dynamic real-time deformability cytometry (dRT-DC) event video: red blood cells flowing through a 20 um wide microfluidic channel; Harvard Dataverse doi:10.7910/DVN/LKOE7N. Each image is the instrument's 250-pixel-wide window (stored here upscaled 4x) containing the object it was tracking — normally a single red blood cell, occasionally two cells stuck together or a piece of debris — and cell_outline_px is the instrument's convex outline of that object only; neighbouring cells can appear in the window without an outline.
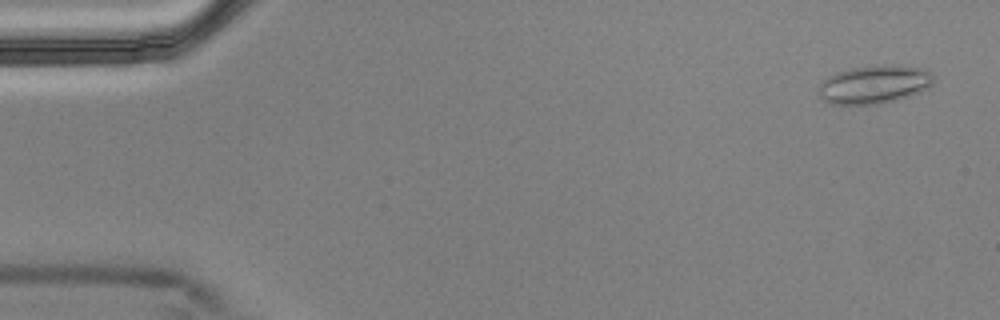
{"species": "Egyptian fruit bat (a non-hibernating species)", "species_latin": "Rousettus aegyptiacus", "temperature_condition": "cold", "stored_images_in_passage": 15, "camera_frame_rate_fps": 3000, "um_per_image_px": 0.085, "animal": {"sex": "male"}, "frame": {"image": 1, "passage_image": 3, "time_ms": 0.667, "image_size_px": [1000, 320], "cell_outline_px": [[932, 84], [928, 88], [908, 96], [876, 104], [832, 104], [824, 100], [820, 96], [820, 84], [828, 76], [836, 72], [852, 68], [880, 64], [924, 68], [932, 72]], "centroid_in_image_um": [74.31, 7.16], "position_along_channel_um": 10.7, "area_um2": 25.32}}